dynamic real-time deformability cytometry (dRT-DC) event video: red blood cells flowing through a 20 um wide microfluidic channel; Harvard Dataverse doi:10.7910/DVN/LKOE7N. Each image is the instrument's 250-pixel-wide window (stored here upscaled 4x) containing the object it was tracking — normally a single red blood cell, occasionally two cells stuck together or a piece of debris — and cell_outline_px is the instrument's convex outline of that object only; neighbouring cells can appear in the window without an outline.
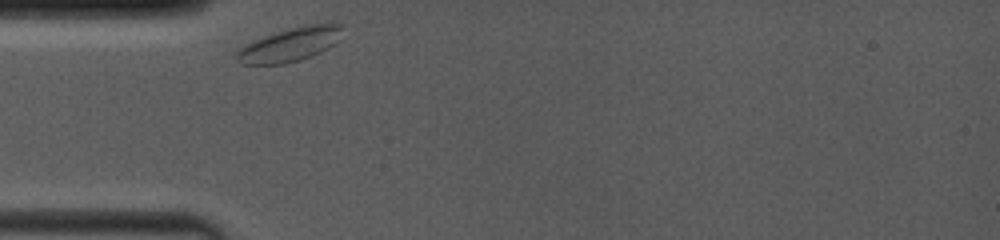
{"species": "common noctule bat (a hibernating species)", "species_latin": "Nyctalus noctula", "temperature_condition": "room temperature", "stored_images_in_passage": 32, "camera_frame_rate_fps": 4000, "um_per_image_px": 0.085, "animal": {"sex": "female", "body_mass_g": 19.0, "forearm_length_mm": 53.3}, "frame": {"image": 1, "passage_image": 1, "time_ms": 0.0, "image_size_px": [1000, 240], "cell_outline_px": [[344, 24], [340, 40], [328, 48], [312, 56], [300, 60], [284, 64], [244, 64], [236, 60], [232, 52], [252, 40], [276, 32], [304, 24]], "centroid_in_image_um": [24.62, 3.79], "position_along_channel_um": 60.4, "area_um2": 21.15}}
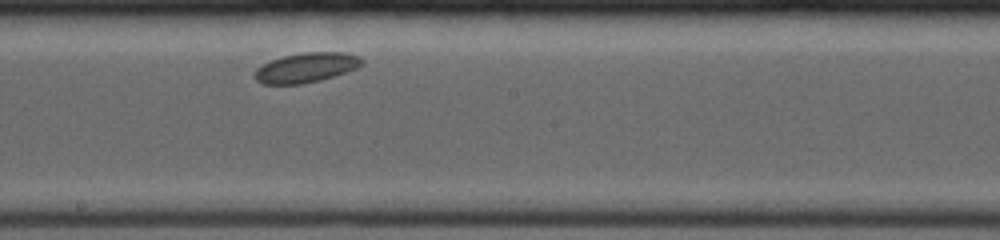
{"frame": {"image": 2, "passage_image": 17, "time_ms": 4.5, "image_size_px": [1000, 240], "cell_outline_px": [[364, 64], [356, 68], [320, 80], [300, 84], [264, 84], [256, 80], [252, 76], [256, 68], [272, 60], [284, 56], [304, 52], [344, 52], [360, 56], [364, 60]], "centroid_in_image_um": [26.02, 5.74], "position_along_channel_um": 222.2, "area_um2": 18.5}}
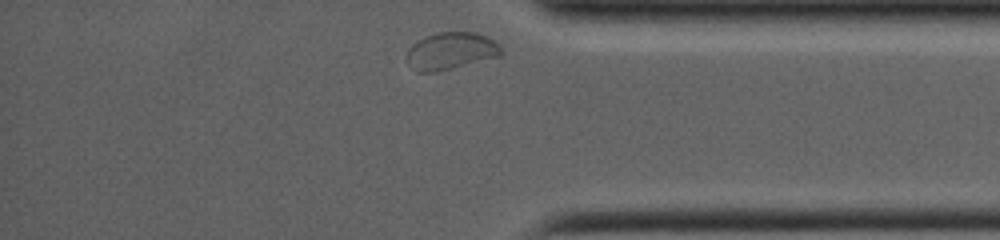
{"frame": {"image": 3, "passage_image": 32, "time_ms": 9.25, "image_size_px": [1000, 240], "cell_outline_px": [[504, 52], [500, 56], [432, 72], [416, 72], [408, 64], [408, 48], [412, 44], [436, 32], [476, 32], [500, 44]], "centroid_in_image_um": [38.34, 4.32], "position_along_channel_um": 396.9, "area_um2": 20.11}}